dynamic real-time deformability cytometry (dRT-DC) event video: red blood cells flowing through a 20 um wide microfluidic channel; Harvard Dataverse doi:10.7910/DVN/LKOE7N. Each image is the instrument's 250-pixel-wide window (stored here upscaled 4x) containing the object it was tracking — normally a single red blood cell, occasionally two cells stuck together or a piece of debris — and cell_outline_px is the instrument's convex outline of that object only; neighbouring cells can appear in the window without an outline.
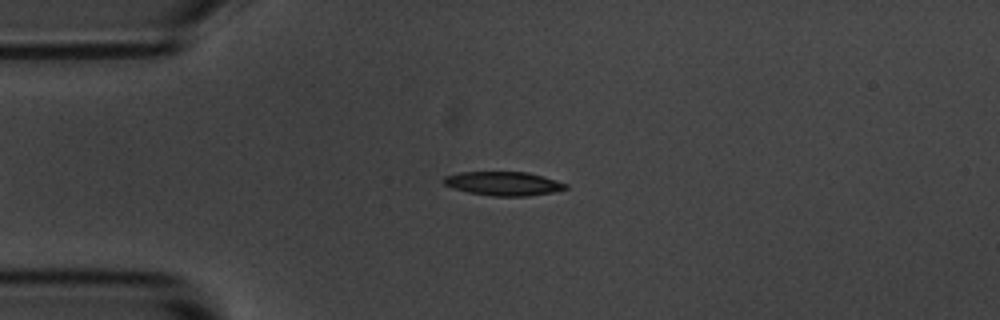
{"species": "common noctule bat (a hibernating species)", "species_latin": "Nyctalus noctula", "temperature_condition": "room temperature", "stored_images_in_passage": 3, "camera_frame_rate_fps": 3000, "um_per_image_px": 0.085, "animal": {"sex": "male", "body_mass_g": 20.1, "forearm_length_mm": 53.5}, "frame": {"image": 1, "passage_image": 1, "time_ms": 0.0, "image_size_px": [1000, 320], "cell_outline_px": [[568, 188], [552, 192], [528, 196], [492, 196], [468, 192], [452, 188], [444, 184], [440, 180], [444, 176], [460, 172], [528, 172], [556, 180], [568, 184]], "centroid_in_image_um": [42.76, 15.6], "position_along_channel_um": 42.2, "area_um2": 17.05}}